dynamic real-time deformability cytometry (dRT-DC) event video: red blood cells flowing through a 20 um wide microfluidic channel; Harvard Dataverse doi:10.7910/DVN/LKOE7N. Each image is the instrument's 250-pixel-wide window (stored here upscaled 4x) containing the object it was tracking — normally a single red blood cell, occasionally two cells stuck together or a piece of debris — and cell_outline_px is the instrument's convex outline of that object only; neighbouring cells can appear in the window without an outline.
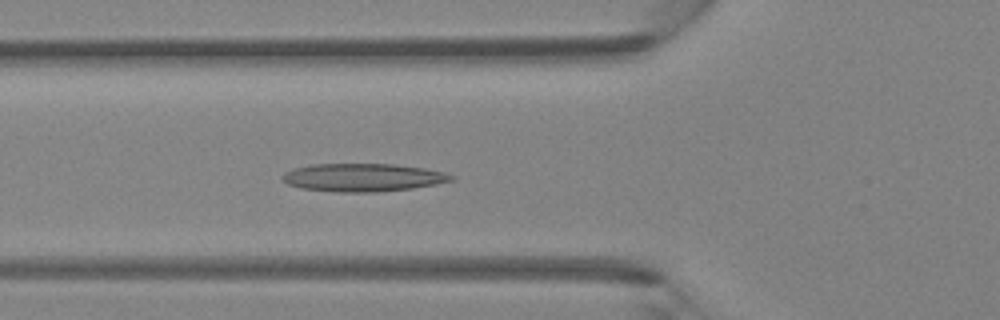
{"species": "Egyptian fruit bat (a non-hibernating species)", "species_latin": "Rousettus aegyptiacus", "temperature_condition": "room temperature", "stored_images_in_passage": 45, "camera_frame_rate_fps": 3000, "um_per_image_px": 0.085, "animal": {"sex": "female"}, "frame": {"image": 1, "passage_image": 16, "time_ms": 5.0, "image_size_px": [1000, 320], "cell_outline_px": [[456, 180], [436, 184], [412, 188], [376, 192], [336, 192], [300, 188], [288, 184], [280, 176], [284, 172], [292, 168], [312, 164], [392, 164], [424, 168], [444, 172], [456, 176]], "centroid_in_image_um": [30.85, 15.08], "position_along_channel_um": 95.0, "area_um2": 27.74}}
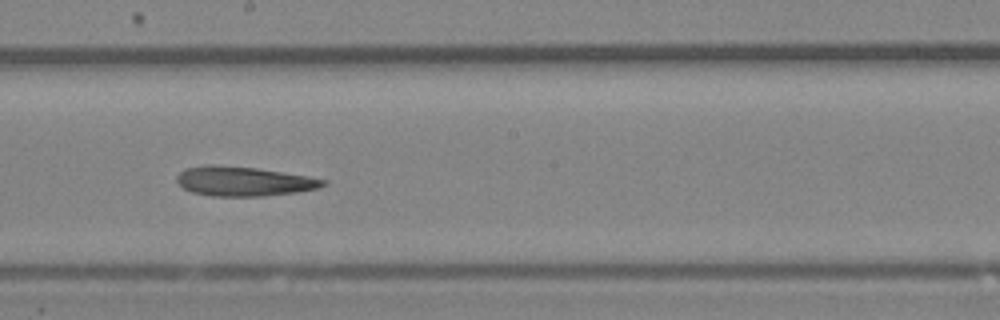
{"frame": {"image": 2, "passage_image": 25, "time_ms": 8.0, "image_size_px": [1000, 320], "cell_outline_px": [[328, 184], [316, 188], [296, 192], [260, 196], [212, 196], [192, 192], [184, 188], [176, 180], [176, 176], [184, 168], [204, 164], [216, 164], [256, 168], [308, 176], [328, 180]], "centroid_in_image_um": [20.68, 15.39], "position_along_channel_um": 227.5, "area_um2": 25.2}}
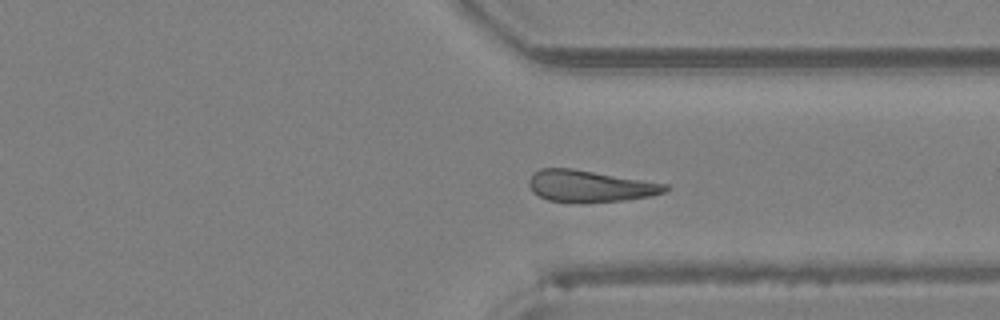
{"frame": {"image": 3, "passage_image": 34, "time_ms": 11.0, "image_size_px": [1000, 320], "cell_outline_px": [[668, 188], [664, 192], [652, 196], [624, 200], [548, 200], [532, 192], [528, 184], [528, 180], [532, 172], [540, 168], [572, 168], [668, 184]], "centroid_in_image_um": [50.12, 15.77], "position_along_channel_um": 361.3, "area_um2": 24.45}}